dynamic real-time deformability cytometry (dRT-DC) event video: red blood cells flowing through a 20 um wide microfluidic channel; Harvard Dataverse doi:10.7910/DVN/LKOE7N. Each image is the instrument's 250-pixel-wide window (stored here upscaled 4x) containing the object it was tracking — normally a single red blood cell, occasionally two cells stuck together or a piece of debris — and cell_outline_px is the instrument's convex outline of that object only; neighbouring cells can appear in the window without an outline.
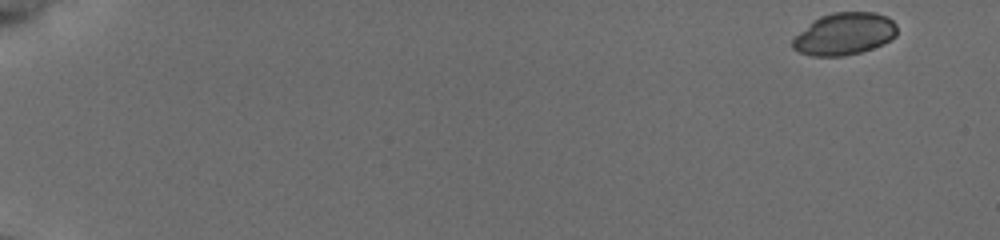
{"species": "common noctule bat (a hibernating species)", "species_latin": "Nyctalus noctula", "temperature_condition": "cold", "stored_images_in_passage": 54, "camera_frame_rate_fps": 3000, "um_per_image_px": 0.085, "animal": {"sex": "female", "body_mass_g": 19.5, "forearm_length_mm": 54.1}, "frame": {"image": 1, "passage_image": 1, "time_ms": 0.0, "image_size_px": [1000, 240], "cell_outline_px": [[896, 36], [872, 48], [860, 52], [844, 56], [812, 56], [800, 52], [792, 48], [792, 40], [812, 20], [820, 16], [832, 12], [876, 12], [888, 16], [896, 24]], "centroid_in_image_um": [71.76, 2.87], "position_along_channel_um": 13.2, "area_um2": 25.61}}
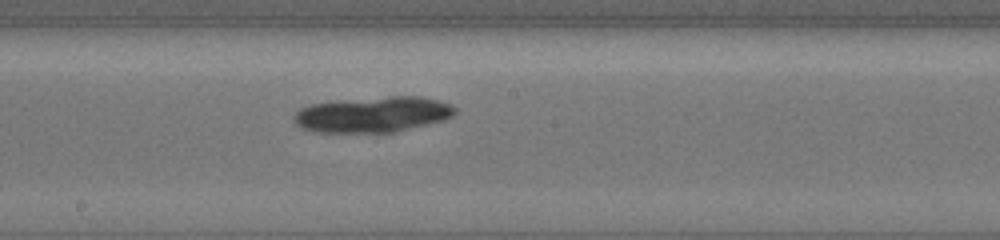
{"frame": {"image": 2, "passage_image": 31, "time_ms": 10.0, "image_size_px": [1000, 240], "cell_outline_px": [[456, 112], [452, 116], [444, 120], [428, 124], [392, 132], [320, 132], [304, 128], [296, 124], [292, 120], [292, 116], [300, 108], [312, 104], [332, 100], [388, 96], [420, 96], [440, 100], [452, 104], [456, 108]], "centroid_in_image_um": [31.7, 9.7], "position_along_channel_um": 216.5, "area_um2": 33.7}}
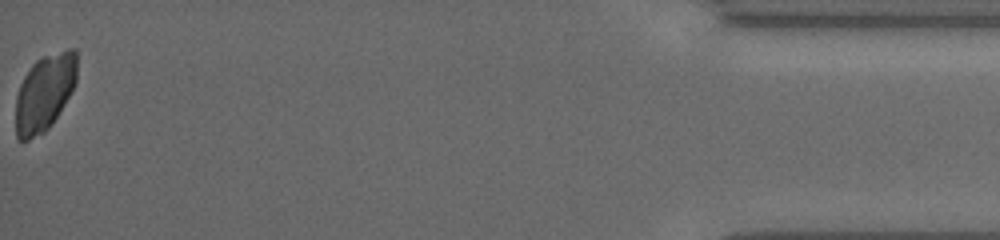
{"frame": {"image": 3, "passage_image": 54, "time_ms": 17.667, "image_size_px": [1000, 240], "cell_outline_px": [[76, 80], [72, 92], [48, 128], [44, 132], [28, 140], [20, 140], [16, 136], [16, 96], [20, 84], [24, 76], [32, 64], [36, 60], [44, 56], [68, 48], [76, 48]], "centroid_in_image_um": [3.78, 7.85], "position_along_channel_um": 431.4, "area_um2": 27.22}}